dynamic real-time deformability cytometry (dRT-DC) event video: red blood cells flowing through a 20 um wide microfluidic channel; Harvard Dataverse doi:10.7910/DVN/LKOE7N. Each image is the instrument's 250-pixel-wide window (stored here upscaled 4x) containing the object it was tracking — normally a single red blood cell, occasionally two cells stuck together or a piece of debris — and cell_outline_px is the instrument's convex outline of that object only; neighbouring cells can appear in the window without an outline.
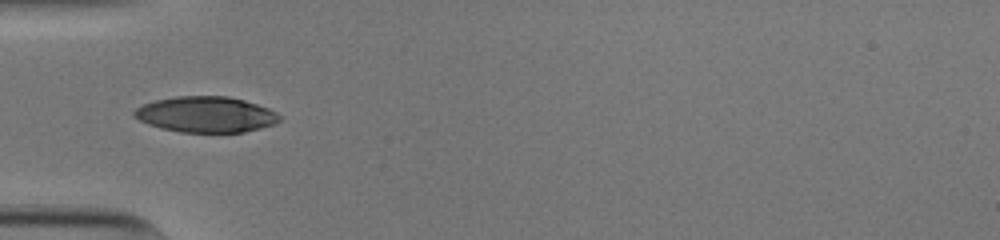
{"species": "human", "species_latin": "Homo sapiens", "temperature_condition": "cold", "stored_images_in_passage": 36, "camera_frame_rate_fps": 3000, "um_per_image_px": 0.085, "donor": {"sex": "male"}, "frame": {"image": 1, "passage_image": 1, "time_ms": 0.0, "image_size_px": [1000, 240], "cell_outline_px": [[280, 120], [272, 124], [260, 128], [244, 132], [180, 132], [160, 128], [148, 124], [132, 116], [132, 112], [136, 108], [144, 104], [156, 100], [176, 96], [228, 96], [244, 100], [268, 108], [276, 112], [280, 116]], "centroid_in_image_um": [17.47, 9.73], "position_along_channel_um": 67.5, "area_um2": 30.23}}
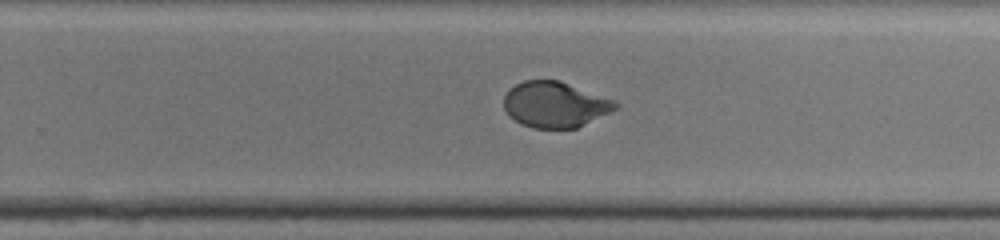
{"frame": {"image": 2, "passage_image": 18, "time_ms": 5.667, "image_size_px": [1000, 240], "cell_outline_px": [[620, 108], [612, 112], [576, 128], [532, 128], [520, 124], [508, 116], [504, 108], [504, 96], [516, 84], [524, 80], [560, 80], [616, 100], [620, 104]], "centroid_in_image_um": [47.22, 8.89], "position_along_channel_um": 282.6, "area_um2": 30.11}}
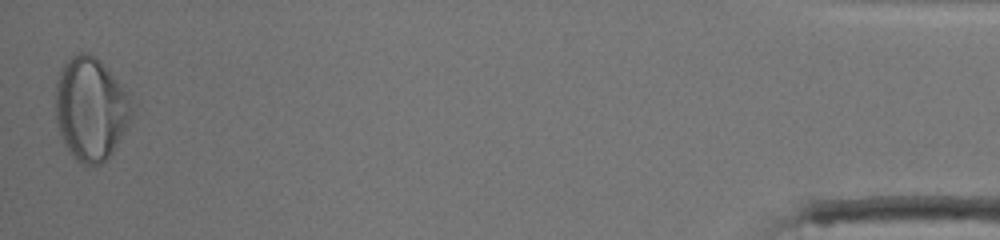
{"frame": {"image": 3, "passage_image": 36, "time_ms": 11.667, "image_size_px": [1000, 240], "cell_outline_px": [[132, 116], [128, 124], [112, 152], [100, 164], [88, 168], [76, 160], [64, 144], [56, 120], [56, 80], [64, 60], [80, 52], [84, 52], [96, 56], [128, 92], [132, 108]], "centroid_in_image_um": [7.69, 9.24], "position_along_channel_um": 427.5, "area_um2": 45.84}, "authors_computed_cell_mechanics": {"area_um2": 30.7785, "velocity_mm_per_s": 3.8212, "shape_relaxation_time_tau1_ms": 3.7972, "shape_relaxation_time_tau2_ms": null, "deformation_change_tau1": 0.1641, "deformation_change_tau2": null}}